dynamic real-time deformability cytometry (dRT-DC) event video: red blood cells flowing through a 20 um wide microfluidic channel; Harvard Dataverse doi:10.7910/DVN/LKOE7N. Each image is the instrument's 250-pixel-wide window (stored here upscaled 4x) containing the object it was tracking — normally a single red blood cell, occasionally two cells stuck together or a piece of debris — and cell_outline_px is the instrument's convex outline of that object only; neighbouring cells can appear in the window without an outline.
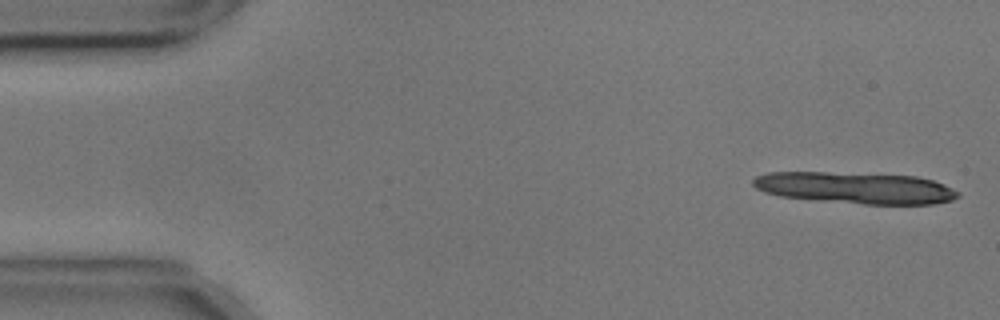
{"species": "common noctule bat (a hibernating species)", "species_latin": "Nyctalus noctula", "temperature_condition": "cold", "stored_images_in_passage": 12, "camera_frame_rate_fps": 3000, "um_per_image_px": 0.085, "animal": {"sex": "male", "body_mass_g": 17.9, "forearm_length_mm": 54.2}, "frame": {"image": 1, "passage_image": 2, "time_ms": 0.333, "image_size_px": [1000, 320], "cell_outline_px": [[960, 196], [952, 200], [932, 204], [864, 204], [812, 200], [780, 196], [764, 192], [756, 188], [752, 184], [752, 180], [756, 176], [768, 172], [824, 172], [916, 176], [932, 180], [944, 184], [960, 192]], "centroid_in_image_um": [72.69, 15.97], "position_along_channel_um": 12.3, "area_um2": 37.74}}